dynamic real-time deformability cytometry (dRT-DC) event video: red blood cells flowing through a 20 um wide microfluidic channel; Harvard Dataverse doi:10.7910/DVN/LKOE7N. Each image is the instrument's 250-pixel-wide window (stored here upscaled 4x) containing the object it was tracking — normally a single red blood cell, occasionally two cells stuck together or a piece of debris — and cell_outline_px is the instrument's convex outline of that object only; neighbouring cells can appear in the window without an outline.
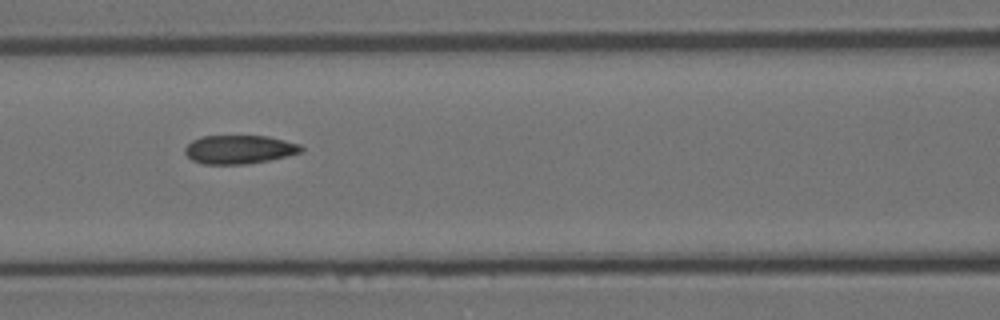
{"species": "Egyptian fruit bat (a non-hibernating species)", "species_latin": "Rousettus aegyptiacus", "temperature_condition": "room temperature", "stored_images_in_passage": 7, "camera_frame_rate_fps": 3000, "um_per_image_px": 0.085, "animal": {"sex": "female"}, "frame": {"image": 1, "passage_image": 7, "time_ms": 2.0, "image_size_px": [1000, 320], "cell_outline_px": [[304, 152], [268, 160], [248, 164], [204, 164], [192, 160], [184, 152], [184, 148], [192, 140], [204, 136], [268, 136], [300, 144], [304, 148]], "centroid_in_image_um": [20.35, 12.7], "position_along_channel_um": 146.2, "area_um2": 19.42}}